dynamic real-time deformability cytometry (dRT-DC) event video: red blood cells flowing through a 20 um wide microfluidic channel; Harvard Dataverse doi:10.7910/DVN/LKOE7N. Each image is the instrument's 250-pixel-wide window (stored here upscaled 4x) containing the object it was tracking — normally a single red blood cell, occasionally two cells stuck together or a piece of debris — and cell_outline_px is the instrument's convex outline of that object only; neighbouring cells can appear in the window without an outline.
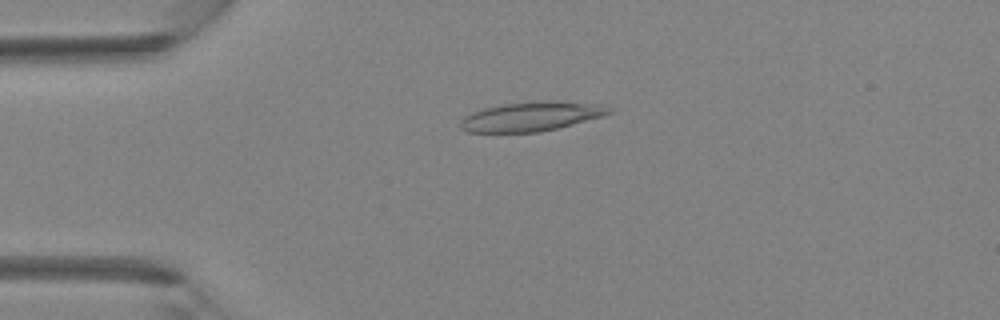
{"species": "Egyptian fruit bat (a non-hibernating species)", "species_latin": "Rousettus aegyptiacus", "temperature_condition": "room temperature", "stored_images_in_passage": 41, "camera_frame_rate_fps": 3000, "um_per_image_px": 0.085, "animal": {"sex": "female"}, "frame": {"image": 1, "passage_image": 10, "time_ms": 3.0, "image_size_px": [1000, 320], "cell_outline_px": [[612, 112], [604, 116], [540, 132], [468, 132], [460, 128], [460, 120], [464, 116], [472, 112], [484, 108], [504, 104], [544, 100], [556, 100], [604, 104]], "centroid_in_image_um": [45.17, 9.88], "position_along_channel_um": 39.8, "area_um2": 25.49}}
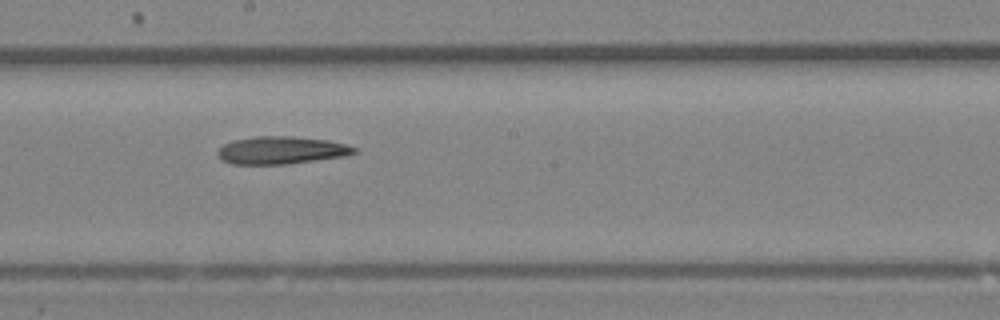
{"frame": {"image": 2, "passage_image": 23, "time_ms": 7.333, "image_size_px": [1000, 320], "cell_outline_px": [[360, 152], [344, 156], [288, 164], [232, 164], [224, 160], [216, 152], [224, 144], [232, 140], [256, 136], [292, 136], [328, 140], [344, 144], [356, 148]], "centroid_in_image_um": [23.93, 12.76], "position_along_channel_um": 224.3, "area_um2": 21.91}}
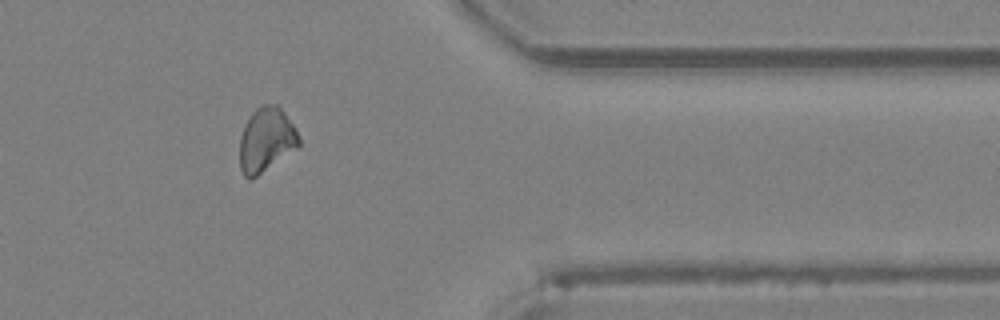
{"frame": {"image": 3, "passage_image": 34, "time_ms": 11.0, "image_size_px": [1000, 320], "cell_outline_px": [[300, 144], [252, 180], [248, 180], [244, 176], [240, 168], [240, 136], [252, 112], [256, 108], [264, 104], [276, 104], [284, 112], [296, 128], [300, 140]], "centroid_in_image_um": [22.61, 11.89], "position_along_channel_um": 388.8, "area_um2": 21.91}}